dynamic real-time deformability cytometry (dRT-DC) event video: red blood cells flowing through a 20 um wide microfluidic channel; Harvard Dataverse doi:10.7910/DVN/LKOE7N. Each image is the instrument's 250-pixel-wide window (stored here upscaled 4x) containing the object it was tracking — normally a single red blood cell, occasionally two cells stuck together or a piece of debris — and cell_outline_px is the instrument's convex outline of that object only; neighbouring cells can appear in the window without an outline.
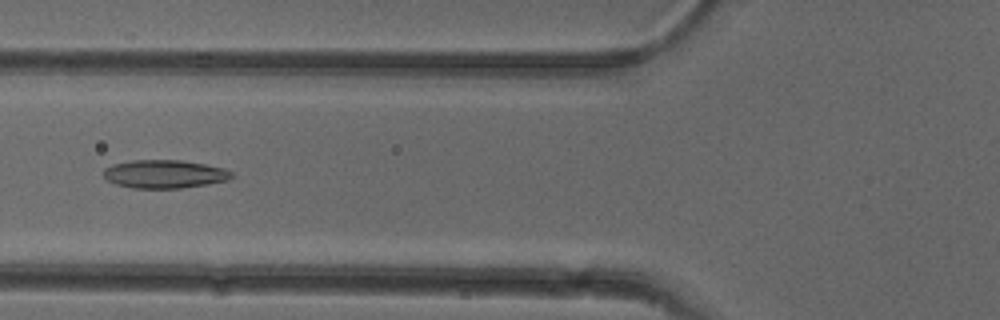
{"species": "common noctule bat (a hibernating species)", "species_latin": "Nyctalus noctula", "temperature_condition": "cold", "stored_images_in_passage": 52, "camera_frame_rate_fps": 3000, "um_per_image_px": 0.085, "animal": {"sex": "female"}, "frame": {"image": 1, "passage_image": 20, "time_ms": 6.333, "image_size_px": [1000, 320], "cell_outline_px": [[232, 176], [228, 180], [208, 184], [180, 188], [132, 188], [116, 184], [108, 180], [104, 176], [104, 168], [112, 164], [132, 160], [180, 160], [204, 164], [224, 168], [232, 172]], "centroid_in_image_um": [13.97, 14.79], "position_along_channel_um": 111.8, "area_um2": 21.04}}
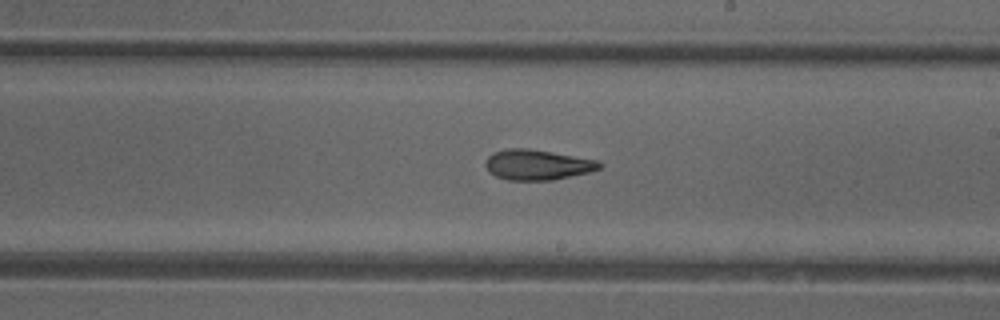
{"frame": {"image": 2, "passage_image": 30, "time_ms": 9.667, "image_size_px": [1000, 320], "cell_outline_px": [[604, 164], [600, 168], [588, 172], [552, 180], [508, 180], [496, 176], [488, 172], [484, 164], [484, 160], [492, 152], [508, 148], [528, 148], [600, 160]], "centroid_in_image_um": [45.65, 13.99], "position_along_channel_um": 243.3, "area_um2": 20.35}}
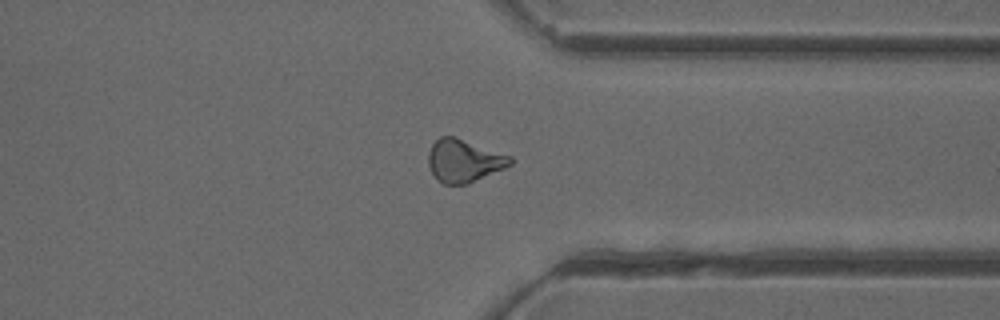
{"frame": {"image": 3, "passage_image": 40, "time_ms": 13.0, "image_size_px": [1000, 320], "cell_outline_px": [[512, 164], [504, 168], [468, 184], [444, 184], [432, 172], [428, 164], [428, 152], [432, 144], [440, 136], [452, 136], [512, 156]], "centroid_in_image_um": [39.43, 13.66], "position_along_channel_um": 372.0, "area_um2": 20.11}, "authors_computed_cell_mechanics": {"area_um2": 20.6635, "velocity_mm_per_s": 3.9335, "shape_relaxation_time_tau1_ms": null, "shape_relaxation_time_tau2_ms": 5.7366, "deformation_change_tau1": null, "deformation_change_tau2": 0.1382}}